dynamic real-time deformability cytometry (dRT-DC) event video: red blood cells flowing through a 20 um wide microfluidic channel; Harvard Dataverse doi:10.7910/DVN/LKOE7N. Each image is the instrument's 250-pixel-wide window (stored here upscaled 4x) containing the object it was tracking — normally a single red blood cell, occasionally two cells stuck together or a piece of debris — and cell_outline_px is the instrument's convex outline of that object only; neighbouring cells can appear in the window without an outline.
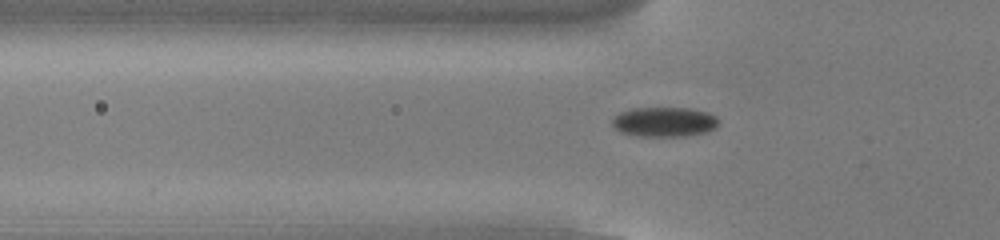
{"species": "common noctule bat (a hibernating species)", "species_latin": "Nyctalus noctula", "temperature_condition": "cold", "stored_images_in_passage": 54, "camera_frame_rate_fps": 3000, "um_per_image_px": 0.085, "animal": {"sex": "male", "body_mass_g": 13.0, "forearm_length_mm": 53.1}, "frame": {"image": 1, "passage_image": 18, "time_ms": 5.667, "image_size_px": [1000, 240], "cell_outline_px": [[720, 120], [716, 128], [708, 132], [684, 136], [636, 136], [620, 132], [612, 124], [612, 120], [620, 112], [632, 108], [688, 108], [708, 112], [716, 116]], "centroid_in_image_um": [56.5, 10.36], "position_along_channel_um": 69.3, "area_um2": 18.55}}
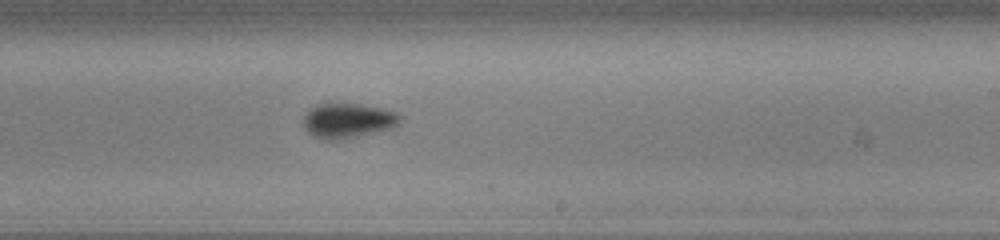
{"frame": {"image": 2, "passage_image": 33, "time_ms": 10.667, "image_size_px": [1000, 240], "cell_outline_px": [[400, 120], [392, 128], [376, 132], [340, 140], [320, 140], [312, 136], [304, 128], [304, 116], [316, 104], [360, 104], [384, 108], [396, 112], [400, 116]], "centroid_in_image_um": [29.55, 10.27], "position_along_channel_um": 259.4, "area_um2": 19.59}}
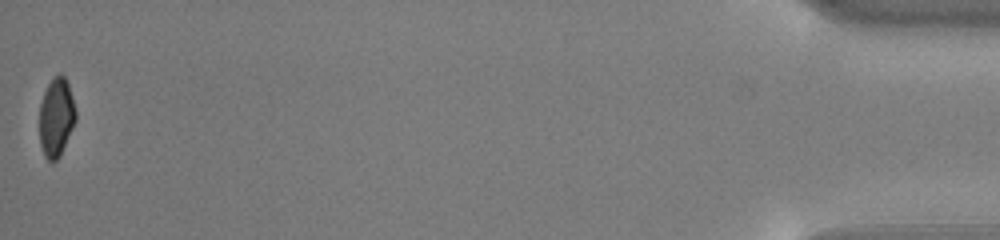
{"frame": {"image": 3, "passage_image": 54, "time_ms": 17.667, "image_size_px": [1000, 240], "cell_outline_px": [[76, 120], [60, 156], [52, 164], [44, 156], [40, 144], [40, 104], [44, 92], [48, 84], [60, 72], [64, 76], [68, 84], [76, 112]], "centroid_in_image_um": [4.78, 10.01], "position_along_channel_um": 430.4, "area_um2": 16.53}, "authors_computed_cell_mechanics": {"area_um2": 18.0625, "velocity_mm_per_s": 3.8166, "shape_relaxation_time_tau1_ms": 2.9113, "shape_relaxation_time_tau2_ms": null, "deformation_change_tau1": 0.066, "deformation_change_tau2": null}}